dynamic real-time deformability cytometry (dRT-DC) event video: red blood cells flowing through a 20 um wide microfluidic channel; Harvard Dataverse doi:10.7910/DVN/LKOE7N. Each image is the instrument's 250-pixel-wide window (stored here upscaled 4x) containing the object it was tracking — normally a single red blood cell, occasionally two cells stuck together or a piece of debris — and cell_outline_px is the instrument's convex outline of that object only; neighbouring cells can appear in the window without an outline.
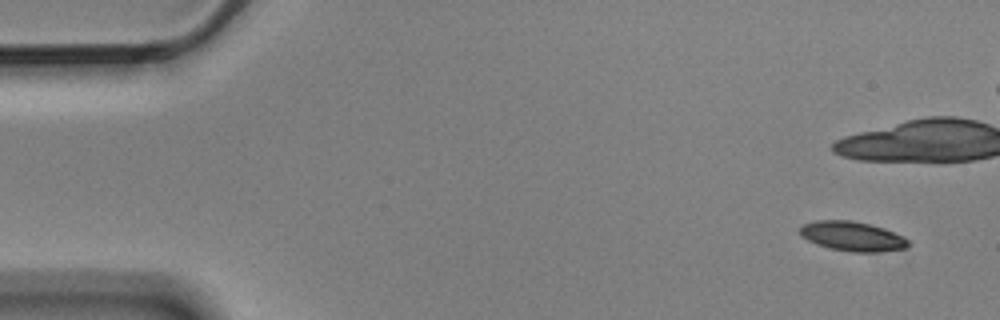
{"species": "Egyptian fruit bat (a non-hibernating species)", "species_latin": "Rousettus aegyptiacus", "temperature_condition": "cold", "stored_images_in_passage": 11, "camera_frame_rate_fps": 3000, "um_per_image_px": 0.085, "animal": {"sex": "male"}, "frame": {"image": 1, "passage_image": 1, "time_ms": 0.0, "image_size_px": [1000, 320], "cell_outline_px": [[908, 248], [880, 252], [852, 252], [828, 248], [816, 244], [800, 236], [800, 228], [804, 224], [816, 220], [852, 220], [884, 228], [908, 240]], "centroid_in_image_um": [72.42, 20.09], "position_along_channel_um": 12.6, "area_um2": 18.61}}
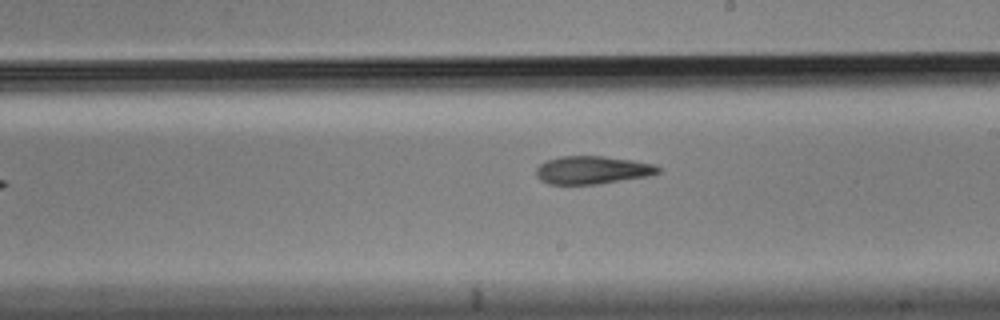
{"frame": {"image": 2, "passage_image": 11, "time_ms": 3.333, "image_size_px": [1000, 320], "cell_outline_px": [[660, 172], [648, 176], [596, 184], [548, 184], [540, 180], [536, 176], [536, 168], [540, 164], [548, 160], [560, 156], [604, 156], [632, 160], [656, 164], [660, 168]], "centroid_in_image_um": [50.34, 14.45], "position_along_channel_um": 238.7, "area_um2": 19.88}}